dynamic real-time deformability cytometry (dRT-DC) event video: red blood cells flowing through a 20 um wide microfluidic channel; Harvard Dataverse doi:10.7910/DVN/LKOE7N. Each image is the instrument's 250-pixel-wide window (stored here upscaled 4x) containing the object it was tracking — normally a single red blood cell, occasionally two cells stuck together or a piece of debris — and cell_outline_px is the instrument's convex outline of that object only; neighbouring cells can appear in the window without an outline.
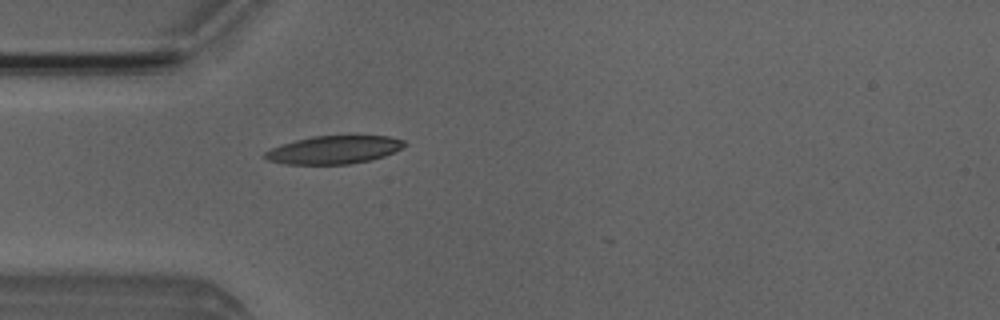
{"species": "Egyptian fruit bat (a non-hibernating species)", "species_latin": "Rousettus aegyptiacus", "temperature_condition": "room temperature", "stored_images_in_passage": 2, "camera_frame_rate_fps": 3000, "um_per_image_px": 0.085, "animal": {"sex": "male"}, "frame": {"image": 1, "passage_image": 2, "time_ms": 1.0, "image_size_px": [1000, 320], "cell_outline_px": [[408, 144], [384, 156], [372, 160], [348, 164], [288, 164], [268, 160], [264, 156], [264, 152], [280, 144], [312, 136], [352, 132], [356, 132], [388, 136], [404, 140]], "centroid_in_image_um": [28.46, 12.67], "position_along_channel_um": 56.5, "area_um2": 23.81}}